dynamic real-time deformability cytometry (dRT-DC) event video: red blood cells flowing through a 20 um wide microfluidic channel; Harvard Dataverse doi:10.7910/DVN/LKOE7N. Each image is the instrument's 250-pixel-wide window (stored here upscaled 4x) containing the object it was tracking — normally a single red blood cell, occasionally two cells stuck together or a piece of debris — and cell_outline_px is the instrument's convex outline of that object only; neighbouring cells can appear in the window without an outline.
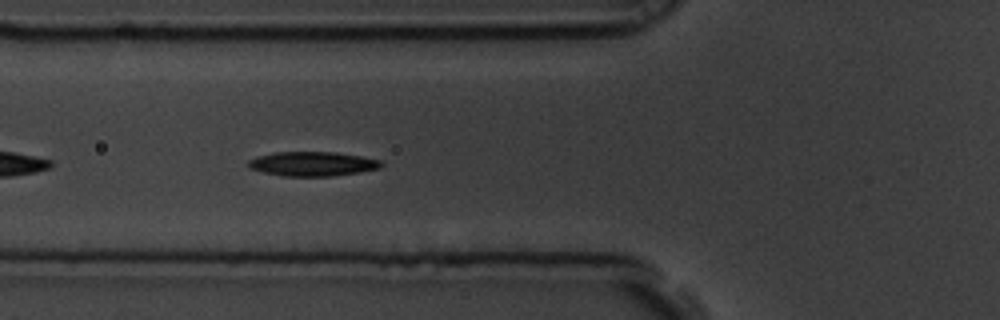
{"species": "common noctule bat (a hibernating species)", "species_latin": "Nyctalus noctula", "temperature_condition": "room temperature", "stored_images_in_passage": 42, "camera_frame_rate_fps": 3000, "um_per_image_px": 0.085, "animal": {"sex": "male", "body_mass_g": 19.5, "forearm_length_mm": 54.6}, "frame": {"image": 1, "passage_image": 6, "time_ms": 1.667, "image_size_px": [1000, 320], "cell_outline_px": [[384, 164], [380, 168], [360, 172], [332, 176], [284, 176], [264, 172], [248, 168], [248, 160], [256, 156], [276, 152], [336, 152], [360, 156], [380, 160]], "centroid_in_image_um": [26.56, 13.92], "position_along_channel_um": 99.2, "area_um2": 18.9}}
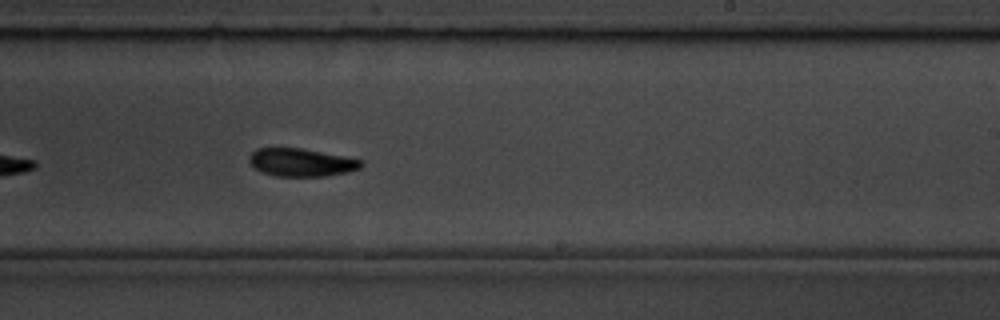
{"frame": {"image": 2, "passage_image": 20, "time_ms": 6.333, "image_size_px": [1000, 320], "cell_outline_px": [[364, 164], [360, 168], [348, 172], [324, 176], [276, 176], [260, 172], [248, 160], [248, 156], [256, 148], [300, 148], [344, 156], [364, 160]], "centroid_in_image_um": [25.61, 13.8], "position_along_channel_um": 263.4, "area_um2": 18.26}}
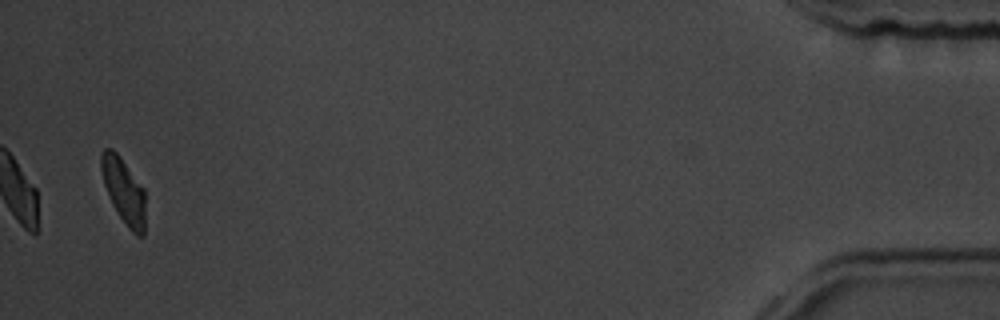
{"frame": {"image": 3, "passage_image": 41, "time_ms": 13.333, "image_size_px": [1000, 320], "cell_outline_px": [[144, 236], [136, 236], [128, 228], [112, 204], [108, 196], [104, 184], [100, 168], [100, 152], [104, 148], [112, 148], [120, 156], [144, 188]], "centroid_in_image_um": [10.49, 16.19], "position_along_channel_um": 424.7, "area_um2": 16.88}, "authors_computed_cell_mechanics": {"area_um2": 18.496, "velocity_mm_per_s": 3.5305, "shape_relaxation_time_tau1_ms": 3.8464, "shape_relaxation_time_tau2_ms": 10.6203, "deformation_change_tau1": 0.1321, "deformation_change_tau2": 0.178}}